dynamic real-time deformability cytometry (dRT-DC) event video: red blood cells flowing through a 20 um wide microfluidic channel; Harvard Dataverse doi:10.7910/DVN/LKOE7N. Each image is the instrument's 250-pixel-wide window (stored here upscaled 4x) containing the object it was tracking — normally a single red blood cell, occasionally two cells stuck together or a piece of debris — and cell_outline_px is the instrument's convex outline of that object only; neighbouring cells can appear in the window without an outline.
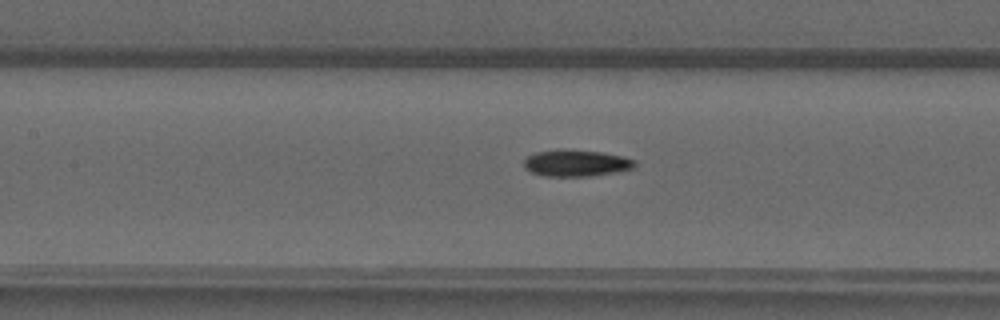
{"species": "common noctule bat (a hibernating species)", "species_latin": "Nyctalus noctula", "temperature_condition": "warm", "stored_images_in_passage": 48, "camera_frame_rate_fps": 3000, "um_per_image_px": 0.085, "animal": {"sex": "male", "forearm_length_mm": 52.5}, "frame": {"image": 1, "passage_image": 22, "time_ms": 7.0, "image_size_px": [1000, 320], "cell_outline_px": [[636, 164], [632, 168], [616, 172], [592, 176], [544, 176], [528, 172], [524, 168], [524, 160], [528, 156], [536, 152], [604, 152], [624, 156], [636, 160]], "centroid_in_image_um": [49.0, 13.91], "position_along_channel_um": 158.4, "area_um2": 16.59}}
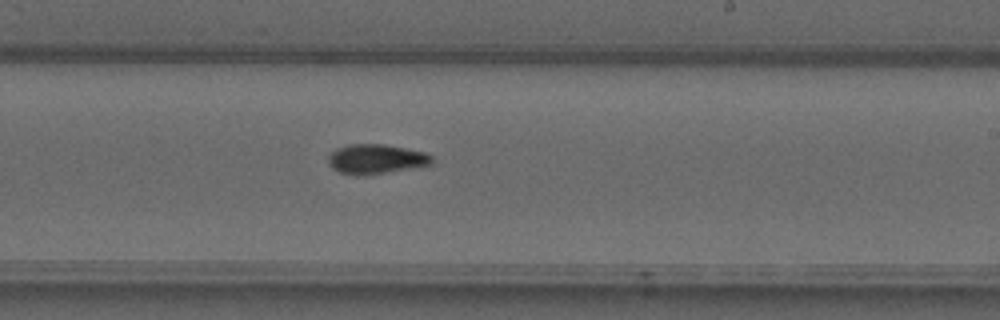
{"frame": {"image": 2, "passage_image": 29, "time_ms": 9.333, "image_size_px": [1000, 320], "cell_outline_px": [[432, 164], [384, 172], [340, 172], [332, 168], [328, 164], [328, 156], [336, 148], [348, 144], [384, 144], [424, 152], [432, 156]], "centroid_in_image_um": [31.95, 13.46], "position_along_channel_um": 257.0, "area_um2": 16.99}}
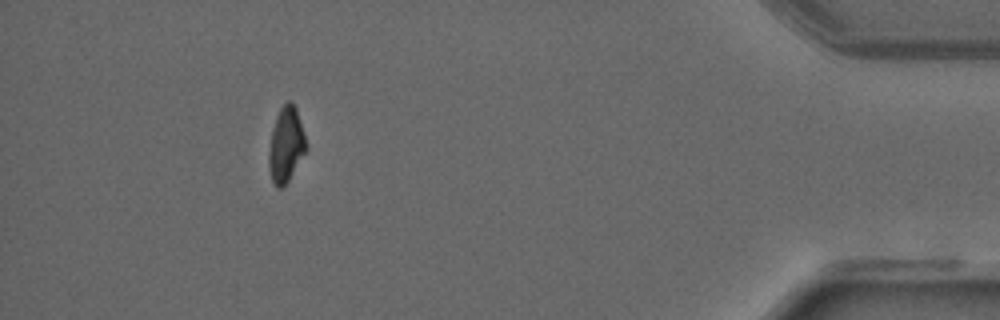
{"frame": {"image": 3, "passage_image": 44, "time_ms": 14.333, "image_size_px": [1000, 320], "cell_outline_px": [[304, 152], [288, 180], [280, 188], [276, 188], [272, 180], [268, 168], [268, 152], [272, 128], [276, 116], [280, 108], [288, 100], [292, 100], [296, 108], [304, 136]], "centroid_in_image_um": [24.25, 12.27], "position_along_channel_um": 411.0, "area_um2": 15.84}}